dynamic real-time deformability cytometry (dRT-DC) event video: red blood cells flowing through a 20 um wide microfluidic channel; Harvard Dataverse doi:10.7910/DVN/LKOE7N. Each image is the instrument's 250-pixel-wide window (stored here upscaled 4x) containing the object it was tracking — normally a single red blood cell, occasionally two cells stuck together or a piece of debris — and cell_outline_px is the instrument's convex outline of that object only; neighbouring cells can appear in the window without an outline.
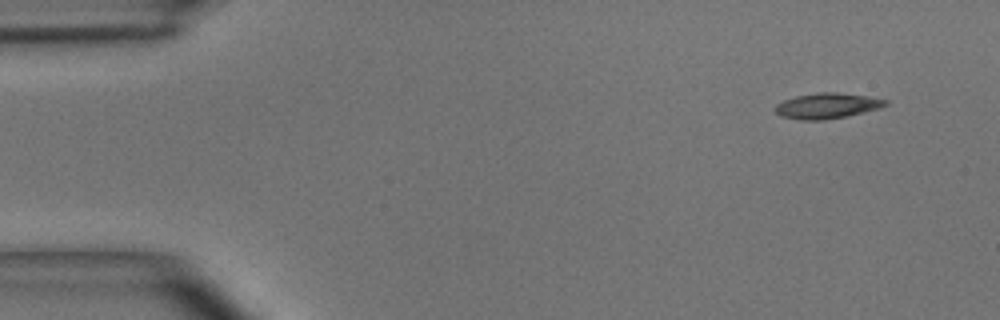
{"species": "common noctule bat (a hibernating species)", "species_latin": "Nyctalus noctula", "temperature_condition": "room temperature", "stored_images_in_passage": 46, "camera_frame_rate_fps": 3000, "um_per_image_px": 0.085, "animal": {"sex": "male", "body_mass_g": 15.6}, "frame": {"image": 1, "passage_image": 1, "time_ms": 0.0, "image_size_px": [1000, 320], "cell_outline_px": [[888, 104], [880, 108], [848, 116], [824, 120], [800, 120], [780, 116], [776, 112], [776, 104], [784, 100], [796, 96], [820, 92], [836, 92], [868, 96], [888, 100]], "centroid_in_image_um": [70.32, 8.99], "position_along_channel_um": 14.7, "area_um2": 16.42}}
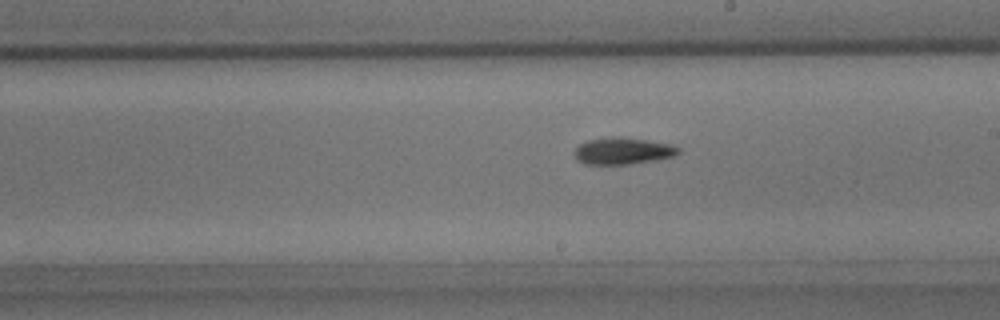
{"frame": {"image": 2, "passage_image": 25, "time_ms": 8.0, "image_size_px": [1000, 320], "cell_outline_px": [[680, 152], [676, 156], [656, 160], [628, 164], [584, 164], [576, 160], [576, 148], [580, 144], [588, 140], [612, 136], [620, 136], [672, 144], [680, 148]], "centroid_in_image_um": [52.98, 12.82], "position_along_channel_um": 236.0, "area_um2": 16.3}}
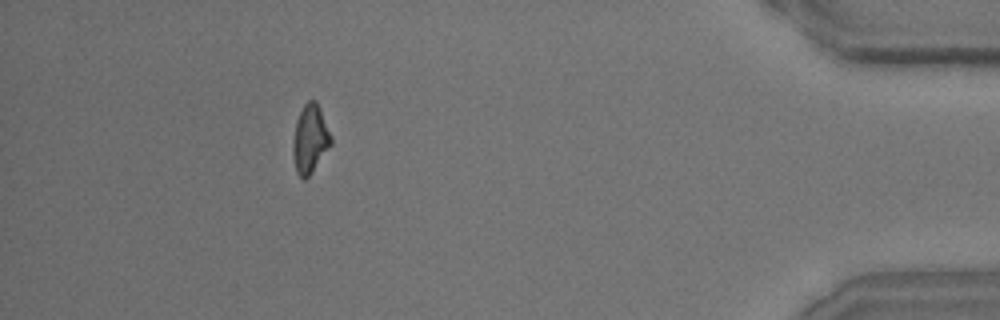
{"frame": {"image": 3, "passage_image": 42, "time_ms": 13.667, "image_size_px": [1000, 320], "cell_outline_px": [[332, 144], [312, 172], [304, 180], [296, 172], [292, 152], [292, 148], [296, 120], [304, 104], [308, 100], [316, 100], [320, 108], [332, 136]], "centroid_in_image_um": [26.36, 11.81], "position_along_channel_um": 408.8, "area_um2": 15.2}, "authors_computed_cell_mechanics": {"area_um2": 15.8083, "velocity_mm_per_s": 4.0156, "shape_relaxation_time_tau1_ms": 3.7964, "shape_relaxation_time_tau2_ms": 8.6267, "deformation_change_tau1": 0.1599, "deformation_change_tau2": 0.2071}}